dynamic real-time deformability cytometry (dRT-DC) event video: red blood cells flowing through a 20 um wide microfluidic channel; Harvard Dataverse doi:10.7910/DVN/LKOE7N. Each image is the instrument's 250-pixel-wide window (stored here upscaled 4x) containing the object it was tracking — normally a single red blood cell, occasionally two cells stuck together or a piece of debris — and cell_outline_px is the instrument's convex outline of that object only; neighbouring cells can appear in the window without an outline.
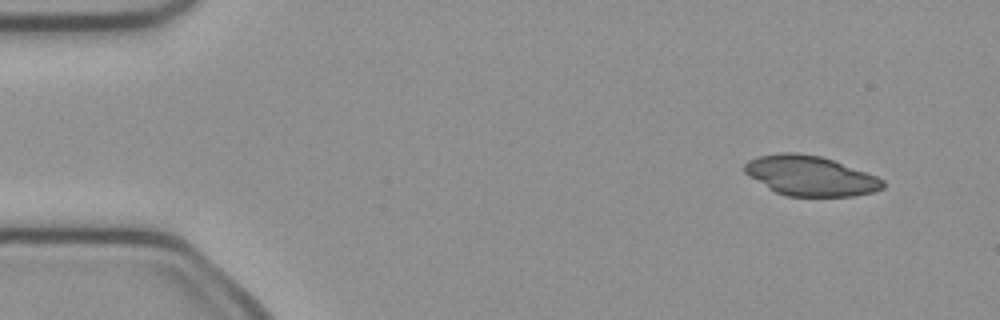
{"species": "common noctule bat (a hibernating species)", "species_latin": "Nyctalus noctula", "temperature_condition": "cold", "stored_images_in_passage": 47, "camera_frame_rate_fps": 3000, "um_per_image_px": 0.085, "animal": {"sex": "female", "body_mass_g": 21.9}, "frame": {"image": 1, "passage_image": 1, "time_ms": 0.0, "image_size_px": [1000, 320], "cell_outline_px": [[884, 188], [872, 192], [852, 196], [784, 196], [768, 188], [744, 172], [744, 164], [748, 160], [760, 156], [780, 152], [796, 152], [820, 156], [832, 160], [876, 176], [884, 180]], "centroid_in_image_um": [68.86, 14.94], "position_along_channel_um": 16.1, "area_um2": 31.91}}